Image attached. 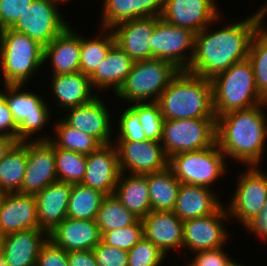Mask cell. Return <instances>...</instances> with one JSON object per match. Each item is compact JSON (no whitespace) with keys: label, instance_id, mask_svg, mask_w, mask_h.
<instances>
[{"label":"cell","instance_id":"6da1fadb","mask_svg":"<svg viewBox=\"0 0 267 266\" xmlns=\"http://www.w3.org/2000/svg\"><path fill=\"white\" fill-rule=\"evenodd\" d=\"M208 27L211 26L195 35L194 54L187 72L211 80L248 58L250 42L259 27L253 14L215 32L208 31Z\"/></svg>","mask_w":267,"mask_h":266},{"label":"cell","instance_id":"7a4b0ae2","mask_svg":"<svg viewBox=\"0 0 267 266\" xmlns=\"http://www.w3.org/2000/svg\"><path fill=\"white\" fill-rule=\"evenodd\" d=\"M263 106L228 112L216 118V140L225 158L246 166H259L267 140V118ZM266 139V140H265Z\"/></svg>","mask_w":267,"mask_h":266},{"label":"cell","instance_id":"3957f363","mask_svg":"<svg viewBox=\"0 0 267 266\" xmlns=\"http://www.w3.org/2000/svg\"><path fill=\"white\" fill-rule=\"evenodd\" d=\"M164 120L216 119L210 79L179 71L156 101Z\"/></svg>","mask_w":267,"mask_h":266},{"label":"cell","instance_id":"277c9868","mask_svg":"<svg viewBox=\"0 0 267 266\" xmlns=\"http://www.w3.org/2000/svg\"><path fill=\"white\" fill-rule=\"evenodd\" d=\"M215 117L266 102L259 94L249 59L234 63L211 79Z\"/></svg>","mask_w":267,"mask_h":266},{"label":"cell","instance_id":"5b68a950","mask_svg":"<svg viewBox=\"0 0 267 266\" xmlns=\"http://www.w3.org/2000/svg\"><path fill=\"white\" fill-rule=\"evenodd\" d=\"M0 64L5 85H25L44 65V46L24 33L2 29Z\"/></svg>","mask_w":267,"mask_h":266},{"label":"cell","instance_id":"8992f818","mask_svg":"<svg viewBox=\"0 0 267 266\" xmlns=\"http://www.w3.org/2000/svg\"><path fill=\"white\" fill-rule=\"evenodd\" d=\"M179 71L161 59L134 61L130 73L115 95L130 104L148 100L156 102Z\"/></svg>","mask_w":267,"mask_h":266},{"label":"cell","instance_id":"52a82bcc","mask_svg":"<svg viewBox=\"0 0 267 266\" xmlns=\"http://www.w3.org/2000/svg\"><path fill=\"white\" fill-rule=\"evenodd\" d=\"M224 160L226 158L215 142L201 150L172 155L169 158V168L180 183L210 189L216 179L226 171Z\"/></svg>","mask_w":267,"mask_h":266},{"label":"cell","instance_id":"ba28073f","mask_svg":"<svg viewBox=\"0 0 267 266\" xmlns=\"http://www.w3.org/2000/svg\"><path fill=\"white\" fill-rule=\"evenodd\" d=\"M216 140V119L164 120L161 145L170 158L183 152L212 146Z\"/></svg>","mask_w":267,"mask_h":266},{"label":"cell","instance_id":"9c48e42d","mask_svg":"<svg viewBox=\"0 0 267 266\" xmlns=\"http://www.w3.org/2000/svg\"><path fill=\"white\" fill-rule=\"evenodd\" d=\"M24 85H5L0 94L5 98L13 119L17 124V141H31L30 137L42 130L49 122V105L42 96L21 91Z\"/></svg>","mask_w":267,"mask_h":266},{"label":"cell","instance_id":"30bf717a","mask_svg":"<svg viewBox=\"0 0 267 266\" xmlns=\"http://www.w3.org/2000/svg\"><path fill=\"white\" fill-rule=\"evenodd\" d=\"M195 35L189 29L171 25L160 18L149 40L151 59H161L180 71H187L194 54ZM188 48L191 49L189 56L184 53Z\"/></svg>","mask_w":267,"mask_h":266},{"label":"cell","instance_id":"8fae6325","mask_svg":"<svg viewBox=\"0 0 267 266\" xmlns=\"http://www.w3.org/2000/svg\"><path fill=\"white\" fill-rule=\"evenodd\" d=\"M57 5L59 1L56 0H33L10 28L45 47L69 26Z\"/></svg>","mask_w":267,"mask_h":266},{"label":"cell","instance_id":"7c38bea8","mask_svg":"<svg viewBox=\"0 0 267 266\" xmlns=\"http://www.w3.org/2000/svg\"><path fill=\"white\" fill-rule=\"evenodd\" d=\"M240 174L236 190L227 206L229 218L235 217L244 226L260 213L267 202V175L258 166H250Z\"/></svg>","mask_w":267,"mask_h":266},{"label":"cell","instance_id":"4fadbf2b","mask_svg":"<svg viewBox=\"0 0 267 266\" xmlns=\"http://www.w3.org/2000/svg\"><path fill=\"white\" fill-rule=\"evenodd\" d=\"M120 172L145 175L157 173L169 167V157L160 141H117Z\"/></svg>","mask_w":267,"mask_h":266},{"label":"cell","instance_id":"5bb4252c","mask_svg":"<svg viewBox=\"0 0 267 266\" xmlns=\"http://www.w3.org/2000/svg\"><path fill=\"white\" fill-rule=\"evenodd\" d=\"M31 139L27 141L26 171L19 192L35 195L58 178L54 145L49 140Z\"/></svg>","mask_w":267,"mask_h":266},{"label":"cell","instance_id":"9a60e30c","mask_svg":"<svg viewBox=\"0 0 267 266\" xmlns=\"http://www.w3.org/2000/svg\"><path fill=\"white\" fill-rule=\"evenodd\" d=\"M227 218V208L222 205L213 214L183 221L182 248L194 253L225 246L229 235L223 221Z\"/></svg>","mask_w":267,"mask_h":266},{"label":"cell","instance_id":"2e32d148","mask_svg":"<svg viewBox=\"0 0 267 266\" xmlns=\"http://www.w3.org/2000/svg\"><path fill=\"white\" fill-rule=\"evenodd\" d=\"M217 8L214 0H164L160 18L197 34L220 19Z\"/></svg>","mask_w":267,"mask_h":266},{"label":"cell","instance_id":"e0dca14e","mask_svg":"<svg viewBox=\"0 0 267 266\" xmlns=\"http://www.w3.org/2000/svg\"><path fill=\"white\" fill-rule=\"evenodd\" d=\"M27 229H40L34 195L0 194V237Z\"/></svg>","mask_w":267,"mask_h":266},{"label":"cell","instance_id":"ac0fdd59","mask_svg":"<svg viewBox=\"0 0 267 266\" xmlns=\"http://www.w3.org/2000/svg\"><path fill=\"white\" fill-rule=\"evenodd\" d=\"M120 173L116 146L113 143L101 145L87 155L86 172L81 184L112 195Z\"/></svg>","mask_w":267,"mask_h":266},{"label":"cell","instance_id":"d6986e66","mask_svg":"<svg viewBox=\"0 0 267 266\" xmlns=\"http://www.w3.org/2000/svg\"><path fill=\"white\" fill-rule=\"evenodd\" d=\"M99 95L90 103L67 109L62 120L71 128L95 137L102 145L111 144L110 111ZM111 136V137H110Z\"/></svg>","mask_w":267,"mask_h":266},{"label":"cell","instance_id":"ffe728a7","mask_svg":"<svg viewBox=\"0 0 267 266\" xmlns=\"http://www.w3.org/2000/svg\"><path fill=\"white\" fill-rule=\"evenodd\" d=\"M159 16H149L125 21L111 28L115 44L133 61L151 59L149 40Z\"/></svg>","mask_w":267,"mask_h":266},{"label":"cell","instance_id":"44dd1931","mask_svg":"<svg viewBox=\"0 0 267 266\" xmlns=\"http://www.w3.org/2000/svg\"><path fill=\"white\" fill-rule=\"evenodd\" d=\"M1 238L3 257L8 266H36L39 252L48 240L49 233L43 229H27Z\"/></svg>","mask_w":267,"mask_h":266},{"label":"cell","instance_id":"7402d4cb","mask_svg":"<svg viewBox=\"0 0 267 266\" xmlns=\"http://www.w3.org/2000/svg\"><path fill=\"white\" fill-rule=\"evenodd\" d=\"M101 236L95 220L68 217L49 233V239L67 252L93 250Z\"/></svg>","mask_w":267,"mask_h":266},{"label":"cell","instance_id":"603a6c76","mask_svg":"<svg viewBox=\"0 0 267 266\" xmlns=\"http://www.w3.org/2000/svg\"><path fill=\"white\" fill-rule=\"evenodd\" d=\"M71 188L72 184L57 180L34 195L40 229L50 233L67 218Z\"/></svg>","mask_w":267,"mask_h":266},{"label":"cell","instance_id":"cb8c5ba5","mask_svg":"<svg viewBox=\"0 0 267 266\" xmlns=\"http://www.w3.org/2000/svg\"><path fill=\"white\" fill-rule=\"evenodd\" d=\"M142 222L144 236L165 255L169 250L182 248L183 221L172 211H151Z\"/></svg>","mask_w":267,"mask_h":266},{"label":"cell","instance_id":"d4e9b609","mask_svg":"<svg viewBox=\"0 0 267 266\" xmlns=\"http://www.w3.org/2000/svg\"><path fill=\"white\" fill-rule=\"evenodd\" d=\"M71 28L72 26H68L44 47V63L51 60L52 75L71 74L80 71L81 35Z\"/></svg>","mask_w":267,"mask_h":266},{"label":"cell","instance_id":"484cf974","mask_svg":"<svg viewBox=\"0 0 267 266\" xmlns=\"http://www.w3.org/2000/svg\"><path fill=\"white\" fill-rule=\"evenodd\" d=\"M212 189L181 183L172 212L181 220H189L215 213L223 203Z\"/></svg>","mask_w":267,"mask_h":266},{"label":"cell","instance_id":"4316f807","mask_svg":"<svg viewBox=\"0 0 267 266\" xmlns=\"http://www.w3.org/2000/svg\"><path fill=\"white\" fill-rule=\"evenodd\" d=\"M51 93L55 96L60 108L65 110L92 102L97 95L92 91L90 77L79 72L52 75ZM94 92V93H93Z\"/></svg>","mask_w":267,"mask_h":266},{"label":"cell","instance_id":"83f0119b","mask_svg":"<svg viewBox=\"0 0 267 266\" xmlns=\"http://www.w3.org/2000/svg\"><path fill=\"white\" fill-rule=\"evenodd\" d=\"M103 3L101 29H111L136 18L160 17L164 8V0H104Z\"/></svg>","mask_w":267,"mask_h":266},{"label":"cell","instance_id":"f1b7e54d","mask_svg":"<svg viewBox=\"0 0 267 266\" xmlns=\"http://www.w3.org/2000/svg\"><path fill=\"white\" fill-rule=\"evenodd\" d=\"M134 61L116 44H114L99 65L90 76L94 89L102 90L113 87L114 94L123 84L130 73Z\"/></svg>","mask_w":267,"mask_h":266},{"label":"cell","instance_id":"f546056e","mask_svg":"<svg viewBox=\"0 0 267 266\" xmlns=\"http://www.w3.org/2000/svg\"><path fill=\"white\" fill-rule=\"evenodd\" d=\"M124 174L120 173L114 196L137 218L143 219L151 212L147 174Z\"/></svg>","mask_w":267,"mask_h":266},{"label":"cell","instance_id":"4dcf8cb0","mask_svg":"<svg viewBox=\"0 0 267 266\" xmlns=\"http://www.w3.org/2000/svg\"><path fill=\"white\" fill-rule=\"evenodd\" d=\"M151 211H172L181 185L173 171L167 169L147 174Z\"/></svg>","mask_w":267,"mask_h":266},{"label":"cell","instance_id":"1f68e13d","mask_svg":"<svg viewBox=\"0 0 267 266\" xmlns=\"http://www.w3.org/2000/svg\"><path fill=\"white\" fill-rule=\"evenodd\" d=\"M26 160L27 141L17 142L0 161V194L21 190Z\"/></svg>","mask_w":267,"mask_h":266},{"label":"cell","instance_id":"d6a6232c","mask_svg":"<svg viewBox=\"0 0 267 266\" xmlns=\"http://www.w3.org/2000/svg\"><path fill=\"white\" fill-rule=\"evenodd\" d=\"M55 138L41 135L38 140H49L56 148L89 155L102 144L92 135L78 131L68 126L62 119L54 126ZM43 136V137H42Z\"/></svg>","mask_w":267,"mask_h":266},{"label":"cell","instance_id":"836d02e7","mask_svg":"<svg viewBox=\"0 0 267 266\" xmlns=\"http://www.w3.org/2000/svg\"><path fill=\"white\" fill-rule=\"evenodd\" d=\"M106 195L99 190L79 184H72L67 208V217L95 220Z\"/></svg>","mask_w":267,"mask_h":266},{"label":"cell","instance_id":"e575fe53","mask_svg":"<svg viewBox=\"0 0 267 266\" xmlns=\"http://www.w3.org/2000/svg\"><path fill=\"white\" fill-rule=\"evenodd\" d=\"M103 31L106 33L104 36L99 37L98 35L94 39L81 37L80 72L89 77L97 70L115 44L112 30L103 29Z\"/></svg>","mask_w":267,"mask_h":266},{"label":"cell","instance_id":"d590c367","mask_svg":"<svg viewBox=\"0 0 267 266\" xmlns=\"http://www.w3.org/2000/svg\"><path fill=\"white\" fill-rule=\"evenodd\" d=\"M138 219L112 194L104 197L95 221L102 235L107 231L133 225Z\"/></svg>","mask_w":267,"mask_h":266},{"label":"cell","instance_id":"8d00e7d4","mask_svg":"<svg viewBox=\"0 0 267 266\" xmlns=\"http://www.w3.org/2000/svg\"><path fill=\"white\" fill-rule=\"evenodd\" d=\"M248 59L260 96L267 101V30L259 28L250 42Z\"/></svg>","mask_w":267,"mask_h":266},{"label":"cell","instance_id":"74e56055","mask_svg":"<svg viewBox=\"0 0 267 266\" xmlns=\"http://www.w3.org/2000/svg\"><path fill=\"white\" fill-rule=\"evenodd\" d=\"M54 156L58 181L69 184L82 182L86 172V155L54 146Z\"/></svg>","mask_w":267,"mask_h":266},{"label":"cell","instance_id":"f35d334b","mask_svg":"<svg viewBox=\"0 0 267 266\" xmlns=\"http://www.w3.org/2000/svg\"><path fill=\"white\" fill-rule=\"evenodd\" d=\"M130 106L138 113L147 140L160 141L164 118L157 102H135Z\"/></svg>","mask_w":267,"mask_h":266},{"label":"cell","instance_id":"ab89813d","mask_svg":"<svg viewBox=\"0 0 267 266\" xmlns=\"http://www.w3.org/2000/svg\"><path fill=\"white\" fill-rule=\"evenodd\" d=\"M144 237L142 219H138L133 225L104 232L101 240L110 246L129 251Z\"/></svg>","mask_w":267,"mask_h":266},{"label":"cell","instance_id":"60d3db41","mask_svg":"<svg viewBox=\"0 0 267 266\" xmlns=\"http://www.w3.org/2000/svg\"><path fill=\"white\" fill-rule=\"evenodd\" d=\"M166 255L145 236L128 251V266H161Z\"/></svg>","mask_w":267,"mask_h":266},{"label":"cell","instance_id":"b9f144b4","mask_svg":"<svg viewBox=\"0 0 267 266\" xmlns=\"http://www.w3.org/2000/svg\"><path fill=\"white\" fill-rule=\"evenodd\" d=\"M121 113L117 131L119 134L116 141L139 142L147 140L138 113L131 106H128Z\"/></svg>","mask_w":267,"mask_h":266},{"label":"cell","instance_id":"7bdbcfd3","mask_svg":"<svg viewBox=\"0 0 267 266\" xmlns=\"http://www.w3.org/2000/svg\"><path fill=\"white\" fill-rule=\"evenodd\" d=\"M93 252L98 266H128V252L107 245L102 240Z\"/></svg>","mask_w":267,"mask_h":266},{"label":"cell","instance_id":"ee69618b","mask_svg":"<svg viewBox=\"0 0 267 266\" xmlns=\"http://www.w3.org/2000/svg\"><path fill=\"white\" fill-rule=\"evenodd\" d=\"M33 0H0V30L10 28Z\"/></svg>","mask_w":267,"mask_h":266},{"label":"cell","instance_id":"f6af8a7d","mask_svg":"<svg viewBox=\"0 0 267 266\" xmlns=\"http://www.w3.org/2000/svg\"><path fill=\"white\" fill-rule=\"evenodd\" d=\"M36 266H69L68 252L48 238L39 252Z\"/></svg>","mask_w":267,"mask_h":266},{"label":"cell","instance_id":"bcb514c9","mask_svg":"<svg viewBox=\"0 0 267 266\" xmlns=\"http://www.w3.org/2000/svg\"><path fill=\"white\" fill-rule=\"evenodd\" d=\"M224 247L215 249L202 250L195 252V258L190 261L186 266H227L231 259L223 251Z\"/></svg>","mask_w":267,"mask_h":266},{"label":"cell","instance_id":"7dc6e473","mask_svg":"<svg viewBox=\"0 0 267 266\" xmlns=\"http://www.w3.org/2000/svg\"><path fill=\"white\" fill-rule=\"evenodd\" d=\"M17 128L6 100L0 94V135L11 136L17 140Z\"/></svg>","mask_w":267,"mask_h":266},{"label":"cell","instance_id":"c3c4849f","mask_svg":"<svg viewBox=\"0 0 267 266\" xmlns=\"http://www.w3.org/2000/svg\"><path fill=\"white\" fill-rule=\"evenodd\" d=\"M243 227L248 229L247 231L256 234L261 240H267V202L260 213L248 221Z\"/></svg>","mask_w":267,"mask_h":266},{"label":"cell","instance_id":"681fc988","mask_svg":"<svg viewBox=\"0 0 267 266\" xmlns=\"http://www.w3.org/2000/svg\"><path fill=\"white\" fill-rule=\"evenodd\" d=\"M69 266H98L93 250L68 252Z\"/></svg>","mask_w":267,"mask_h":266},{"label":"cell","instance_id":"f907efd6","mask_svg":"<svg viewBox=\"0 0 267 266\" xmlns=\"http://www.w3.org/2000/svg\"><path fill=\"white\" fill-rule=\"evenodd\" d=\"M17 142L18 141L11 136L0 135V161L6 156V154Z\"/></svg>","mask_w":267,"mask_h":266},{"label":"cell","instance_id":"816d5d0a","mask_svg":"<svg viewBox=\"0 0 267 266\" xmlns=\"http://www.w3.org/2000/svg\"><path fill=\"white\" fill-rule=\"evenodd\" d=\"M266 5L263 7L261 6V9H257V12H254L253 16L255 21L257 22V25L259 28H263V20L265 17V14L267 15V2H265Z\"/></svg>","mask_w":267,"mask_h":266},{"label":"cell","instance_id":"f5cc1de1","mask_svg":"<svg viewBox=\"0 0 267 266\" xmlns=\"http://www.w3.org/2000/svg\"><path fill=\"white\" fill-rule=\"evenodd\" d=\"M0 266H8L7 262L4 260V257H3L2 238L1 237H0Z\"/></svg>","mask_w":267,"mask_h":266},{"label":"cell","instance_id":"db71d44e","mask_svg":"<svg viewBox=\"0 0 267 266\" xmlns=\"http://www.w3.org/2000/svg\"><path fill=\"white\" fill-rule=\"evenodd\" d=\"M227 266H246V265H243L241 263L239 264V263L234 262V260H231Z\"/></svg>","mask_w":267,"mask_h":266},{"label":"cell","instance_id":"11a10c76","mask_svg":"<svg viewBox=\"0 0 267 266\" xmlns=\"http://www.w3.org/2000/svg\"><path fill=\"white\" fill-rule=\"evenodd\" d=\"M56 1H59V2L61 3V2H63V1L65 2V1H68V0H56Z\"/></svg>","mask_w":267,"mask_h":266}]
</instances>
